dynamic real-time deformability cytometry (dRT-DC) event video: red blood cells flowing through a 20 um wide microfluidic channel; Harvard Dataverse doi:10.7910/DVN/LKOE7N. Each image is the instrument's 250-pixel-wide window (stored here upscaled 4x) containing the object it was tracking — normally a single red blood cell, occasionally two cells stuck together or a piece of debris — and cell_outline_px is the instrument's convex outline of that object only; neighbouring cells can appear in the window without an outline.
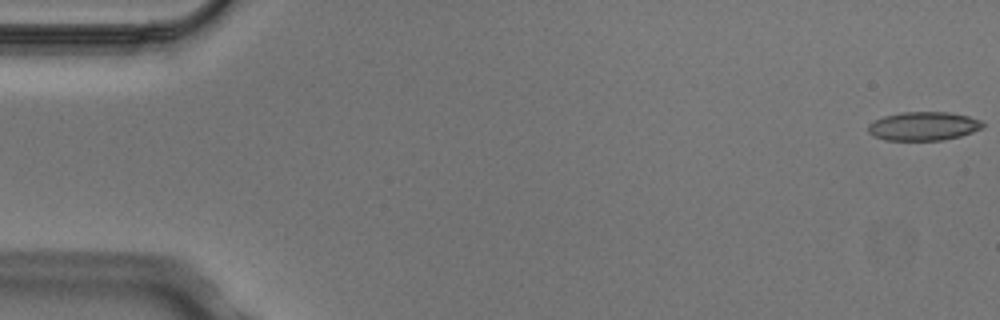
{"species": "Egyptian fruit bat (a non-hibernating species)", "species_latin": "Rousettus aegyptiacus", "temperature_condition": "cold", "stored_images_in_passage": 4, "camera_frame_rate_fps": 3000, "um_per_image_px": 0.085, "animal": {"sex": "male"}, "frame": {"image": 1, "passage_image": 1, "time_ms": 0.0, "image_size_px": [1000, 320], "cell_outline_px": [[984, 128], [960, 136], [944, 140], [884, 140], [872, 136], [868, 132], [868, 124], [884, 116], [900, 112], [952, 112], [968, 116], [980, 120], [984, 124]], "centroid_in_image_um": [78.49, 10.72], "position_along_channel_um": 6.5, "area_um2": 19.31}}
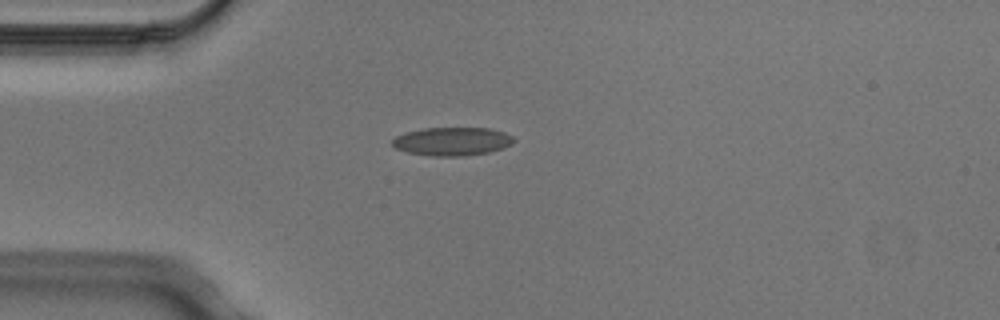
{"frame": {"image": 2, "passage_image": 4, "time_ms": 1.0, "image_size_px": [1000, 320], "cell_outline_px": [[516, 140], [512, 144], [504, 148], [488, 152], [464, 156], [432, 156], [408, 152], [396, 148], [392, 144], [392, 140], [396, 136], [408, 132], [424, 128], [488, 128], [504, 132], [512, 136]], "centroid_in_image_um": [38.47, 12.02], "position_along_channel_um": 46.5, "area_um2": 20.0}}